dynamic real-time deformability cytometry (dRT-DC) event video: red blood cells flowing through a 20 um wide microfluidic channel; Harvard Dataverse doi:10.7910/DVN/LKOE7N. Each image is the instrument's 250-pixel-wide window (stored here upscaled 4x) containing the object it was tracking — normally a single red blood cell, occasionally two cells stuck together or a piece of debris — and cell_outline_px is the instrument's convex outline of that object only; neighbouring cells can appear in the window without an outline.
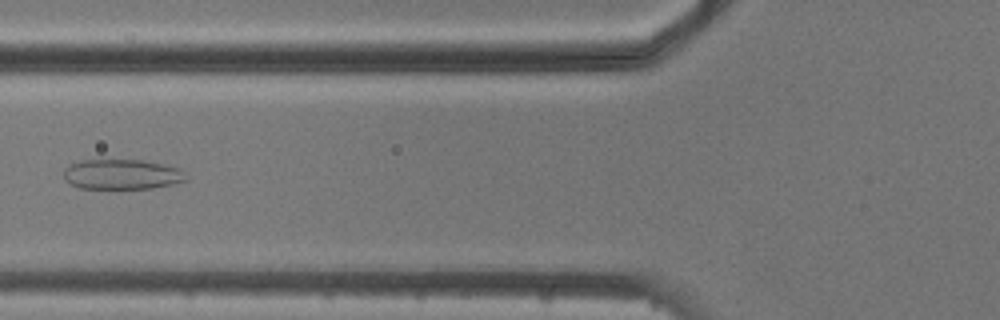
{"species": "common noctule bat (a hibernating species)", "species_latin": "Nyctalus noctula", "temperature_condition": "cold", "stored_images_in_passage": 6, "camera_frame_rate_fps": 3000, "um_per_image_px": 0.085, "animal": {"sex": "male", "body_mass_g": 20.5, "forearm_length_mm": 52.5}, "frame": {"image": 1, "passage_image": 6, "time_ms": 5.667, "image_size_px": [1000, 320], "cell_outline_px": [[188, 180], [172, 184], [152, 188], [80, 188], [64, 180], [64, 168], [68, 164], [80, 160], [144, 160], [164, 164], [180, 168], [184, 172]], "centroid_in_image_um": [10.36, 14.81], "position_along_channel_um": 115.4, "area_um2": 21.56}}